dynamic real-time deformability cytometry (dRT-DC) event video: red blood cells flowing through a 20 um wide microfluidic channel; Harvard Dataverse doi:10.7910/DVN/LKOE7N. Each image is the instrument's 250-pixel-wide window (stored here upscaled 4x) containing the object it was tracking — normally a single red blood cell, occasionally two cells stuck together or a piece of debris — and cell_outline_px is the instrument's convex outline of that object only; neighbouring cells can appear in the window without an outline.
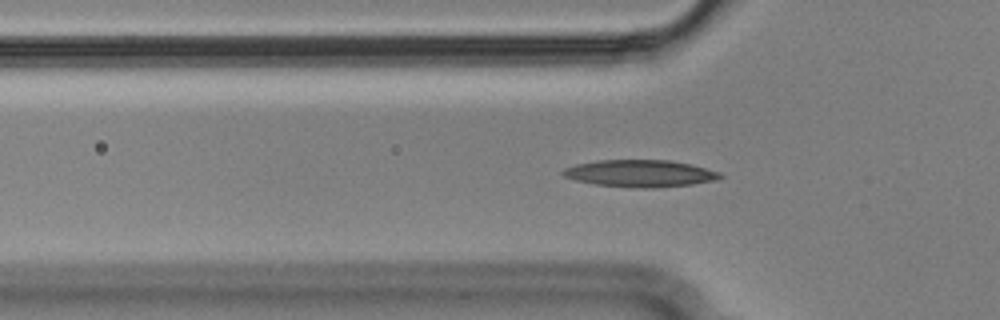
{"species": "Egyptian fruit bat (a non-hibernating species)", "species_latin": "Rousettus aegyptiacus", "temperature_condition": "cold", "stored_images_in_passage": 40, "camera_frame_rate_fps": 3000, "um_per_image_px": 0.085, "animal": {"sex": "male"}, "frame": {"image": 1, "passage_image": 2, "time_ms": 0.333, "image_size_px": [1000, 320], "cell_outline_px": [[724, 176], [716, 180], [692, 184], [648, 188], [644, 188], [596, 184], [576, 180], [564, 176], [560, 172], [564, 168], [576, 164], [596, 160], [672, 160], [692, 164], [720, 172]], "centroid_in_image_um": [54.42, 14.72], "position_along_channel_um": 71.4, "area_um2": 24.68}}
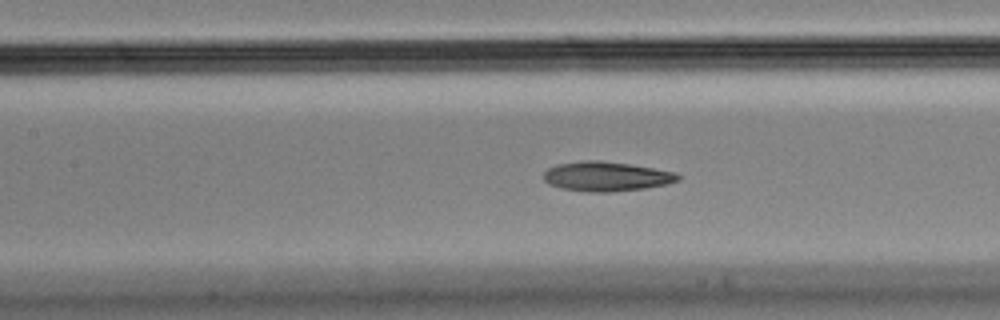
{"frame": {"image": 2, "passage_image": 9, "time_ms": 2.667, "image_size_px": [1000, 320], "cell_outline_px": [[684, 176], [680, 180], [668, 184], [644, 188], [612, 192], [588, 192], [560, 188], [548, 184], [544, 180], [544, 172], [548, 168], [556, 164], [580, 160], [600, 160], [628, 164], [676, 172]], "centroid_in_image_um": [51.54, 14.99], "position_along_channel_um": 155.9, "area_um2": 23.41}}
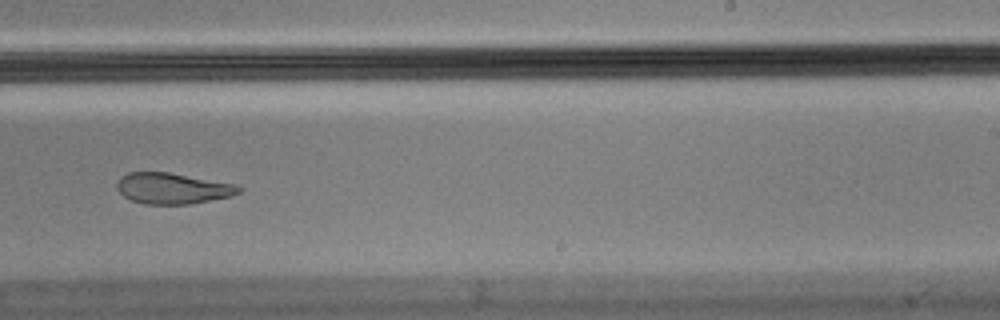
{"frame": {"image": 3, "passage_image": 19, "time_ms": 6.0, "image_size_px": [1000, 320], "cell_outline_px": [[244, 188], [240, 192], [232, 196], [188, 204], [144, 204], [132, 200], [124, 196], [116, 188], [116, 184], [120, 176], [128, 172], [168, 172], [236, 184]], "centroid_in_image_um": [14.67, 16.0], "position_along_channel_um": 274.3, "area_um2": 22.02}, "authors_computed_cell_mechanics": {"area_um2": 23.6113, "velocity_mm_per_s": 3.5718, "shape_relaxation_time_tau1_ms": null, "shape_relaxation_time_tau2_ms": 3.3613, "deformation_change_tau1": null, "deformation_change_tau2": 0.1128}}